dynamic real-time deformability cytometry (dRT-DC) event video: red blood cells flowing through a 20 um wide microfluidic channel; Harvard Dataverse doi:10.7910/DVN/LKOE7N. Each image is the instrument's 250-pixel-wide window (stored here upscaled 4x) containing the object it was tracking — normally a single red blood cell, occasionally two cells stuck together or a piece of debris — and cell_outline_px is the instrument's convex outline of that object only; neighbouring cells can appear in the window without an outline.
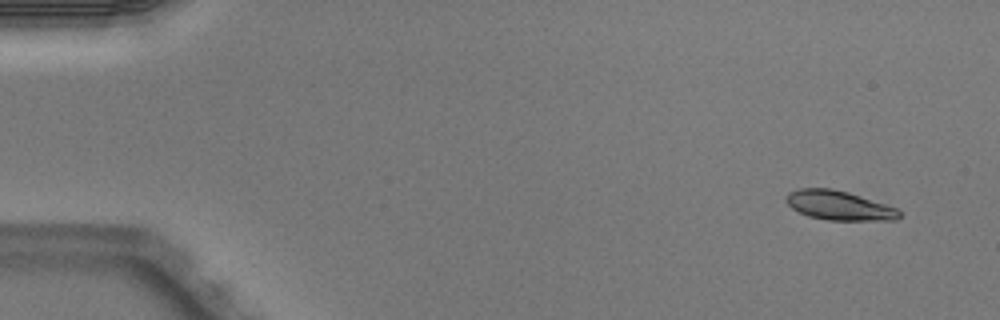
{"species": "Egyptian fruit bat (a non-hibernating species)", "species_latin": "Rousettus aegyptiacus", "temperature_condition": "warm", "stored_images_in_passage": 5, "camera_frame_rate_fps": 3000, "um_per_image_px": 0.085, "animal": {"sex": "male"}, "frame": {"image": 1, "passage_image": 1, "time_ms": 0.0, "image_size_px": [1000, 320], "cell_outline_px": [[900, 216], [896, 220], [828, 220], [808, 216], [792, 208], [784, 200], [788, 192], [800, 188], [832, 188], [848, 192], [896, 208], [900, 212]], "centroid_in_image_um": [71.28, 17.46], "position_along_channel_um": 13.7, "area_um2": 19.19}}
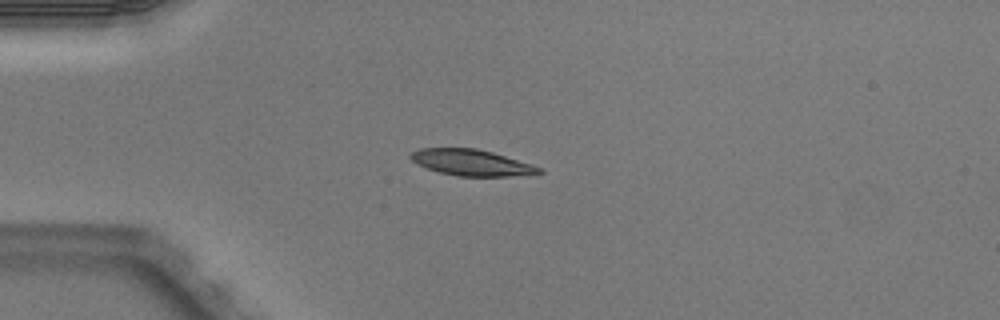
{"frame": {"image": 2, "passage_image": 3, "time_ms": 0.667, "image_size_px": [1000, 320], "cell_outline_px": [[544, 172], [512, 176], [460, 176], [440, 172], [416, 164], [408, 156], [412, 152], [420, 148], [476, 148], [492, 152], [532, 164], [540, 168]], "centroid_in_image_um": [40.05, 13.81], "position_along_channel_um": 44.9, "area_um2": 19.36}}
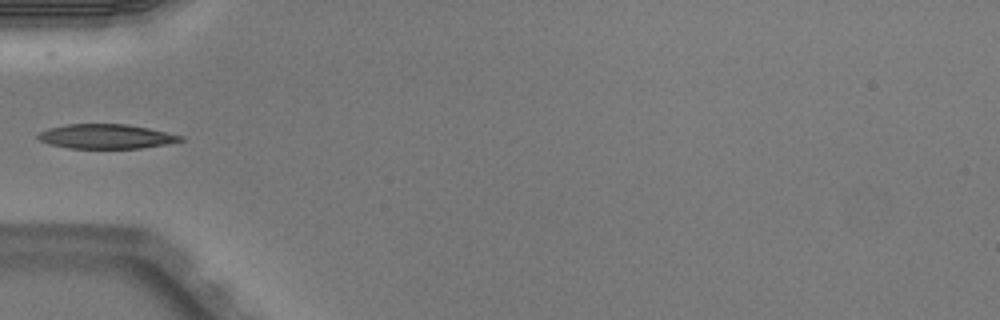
{"frame": {"image": 3, "passage_image": 4, "time_ms": 1.0, "image_size_px": [1000, 320], "cell_outline_px": [[184, 140], [168, 144], [140, 148], [68, 148], [48, 144], [40, 140], [36, 136], [40, 132], [48, 128], [68, 124], [128, 124], [148, 128], [184, 136]], "centroid_in_image_um": [9.02, 11.6], "position_along_channel_um": 76.0, "area_um2": 20.35}}